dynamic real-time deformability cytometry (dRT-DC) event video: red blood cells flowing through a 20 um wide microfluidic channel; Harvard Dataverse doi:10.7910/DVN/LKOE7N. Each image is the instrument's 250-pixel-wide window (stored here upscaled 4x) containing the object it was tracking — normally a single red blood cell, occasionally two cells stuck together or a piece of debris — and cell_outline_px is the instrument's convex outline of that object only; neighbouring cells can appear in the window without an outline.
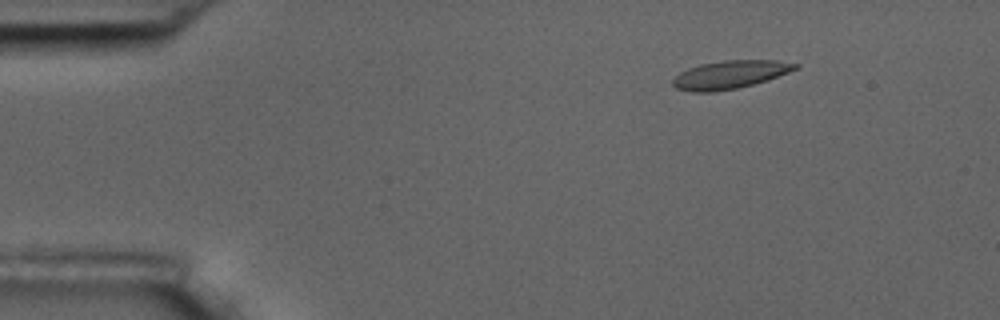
{"species": "common noctule bat (a hibernating species)", "species_latin": "Nyctalus noctula", "temperature_condition": "room temperature", "stored_images_in_passage": 6, "camera_frame_rate_fps": 3000, "um_per_image_px": 0.085, "animal": {"sex": "male", "body_mass_g": 17.5, "forearm_length_mm": 52.3}, "frame": {"image": 1, "passage_image": 3, "time_ms": 2.0, "image_size_px": [1000, 320], "cell_outline_px": [[800, 68], [768, 80], [736, 88], [712, 92], [692, 92], [676, 88], [672, 84], [672, 80], [680, 72], [688, 68], [700, 64], [724, 60], [776, 60], [800, 64]], "centroid_in_image_um": [62.07, 6.33], "position_along_channel_um": 22.9, "area_um2": 20.11}}